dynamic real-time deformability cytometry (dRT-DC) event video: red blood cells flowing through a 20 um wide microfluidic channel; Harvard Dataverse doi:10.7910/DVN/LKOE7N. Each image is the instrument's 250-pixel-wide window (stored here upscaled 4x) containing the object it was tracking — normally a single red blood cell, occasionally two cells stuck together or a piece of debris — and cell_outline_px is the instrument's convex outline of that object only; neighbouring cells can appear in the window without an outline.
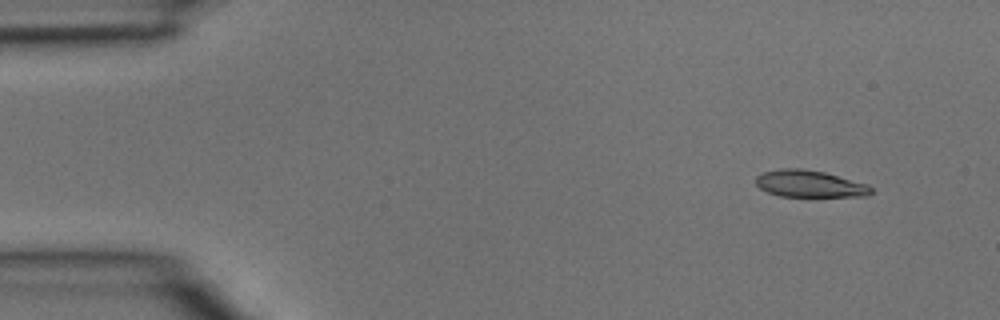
{"species": "common noctule bat (a hibernating species)", "species_latin": "Nyctalus noctula", "temperature_condition": "room temperature", "stored_images_in_passage": 4, "camera_frame_rate_fps": 3000, "um_per_image_px": 0.085, "animal": {"sex": "male", "body_mass_g": 15.6}, "frame": {"image": 1, "passage_image": 1, "time_ms": 0.0, "image_size_px": [1000, 320], "cell_outline_px": [[872, 192], [868, 196], [780, 196], [768, 192], [760, 188], [756, 184], [756, 176], [764, 172], [780, 168], [800, 168], [824, 172], [868, 184], [872, 188]], "centroid_in_image_um": [68.82, 15.62], "position_along_channel_um": 16.2, "area_um2": 17.98}}
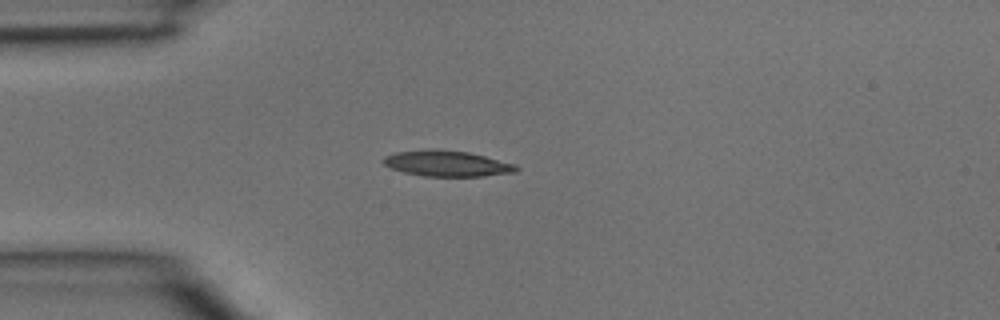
{"frame": {"image": 2, "passage_image": 3, "time_ms": 0.667, "image_size_px": [1000, 320], "cell_outline_px": [[520, 168], [516, 172], [484, 176], [424, 176], [404, 172], [392, 168], [384, 164], [380, 160], [384, 156], [396, 152], [428, 148], [432, 148], [468, 152], [516, 164]], "centroid_in_image_um": [37.98, 13.89], "position_along_channel_um": 47.0, "area_um2": 20.11}}